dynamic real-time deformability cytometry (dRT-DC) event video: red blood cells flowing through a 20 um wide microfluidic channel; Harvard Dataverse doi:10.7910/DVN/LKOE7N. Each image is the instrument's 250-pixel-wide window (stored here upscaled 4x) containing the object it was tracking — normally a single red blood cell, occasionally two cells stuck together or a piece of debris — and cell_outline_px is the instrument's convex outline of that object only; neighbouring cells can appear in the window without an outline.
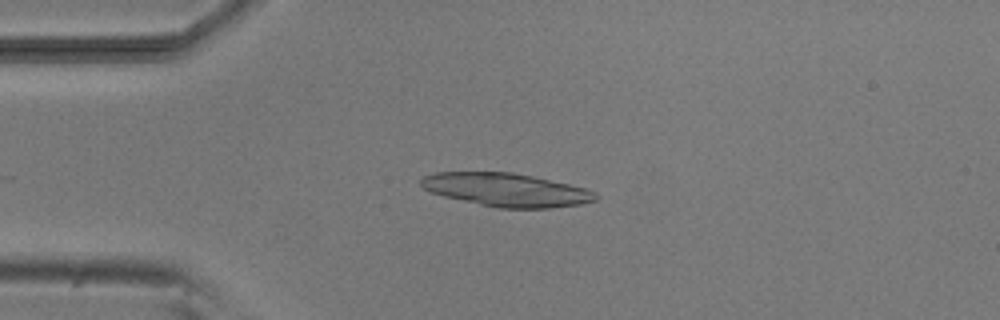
{"species": "common noctule bat (a hibernating species)", "species_latin": "Nyctalus noctula", "temperature_condition": "room temperature", "stored_images_in_passage": 6, "camera_frame_rate_fps": 3000, "um_per_image_px": 0.085, "animal": {"sex": "male", "body_mass_g": 20.5, "forearm_length_mm": 52.5}, "frame": {"image": 1, "passage_image": 3, "time_ms": 3.333, "image_size_px": [1000, 320], "cell_outline_px": [[600, 196], [596, 200], [580, 204], [548, 208], [496, 208], [444, 196], [432, 192], [424, 188], [420, 184], [420, 180], [424, 176], [436, 172], [512, 172], [532, 176], [568, 184], [584, 188], [596, 192]], "centroid_in_image_um": [43.04, 16.14], "position_along_channel_um": 42.0, "area_um2": 33.7}}